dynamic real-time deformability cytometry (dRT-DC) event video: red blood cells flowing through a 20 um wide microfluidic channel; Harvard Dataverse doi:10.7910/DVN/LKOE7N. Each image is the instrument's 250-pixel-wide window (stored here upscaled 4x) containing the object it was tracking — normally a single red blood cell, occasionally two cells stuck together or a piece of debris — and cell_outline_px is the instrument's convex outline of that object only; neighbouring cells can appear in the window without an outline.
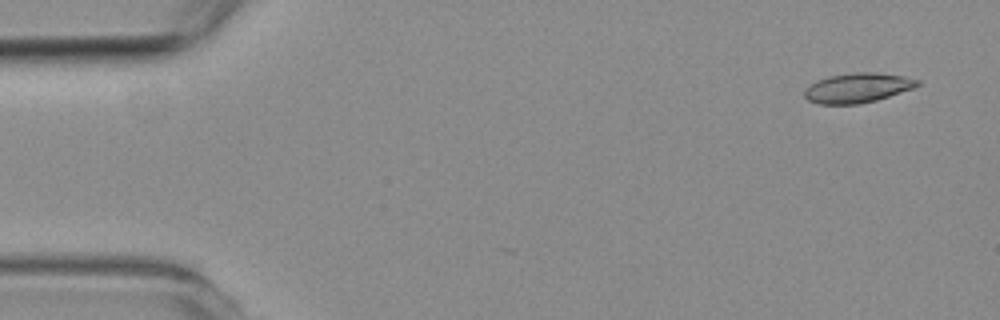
{"species": "common noctule bat (a hibernating species)", "species_latin": "Nyctalus noctula", "temperature_condition": "room temperature", "stored_images_in_passage": 8, "camera_frame_rate_fps": 3000, "um_per_image_px": 0.085, "animal": {"sex": "female", "body_mass_g": 19.3, "forearm_length_mm": 54.1}, "frame": {"image": 1, "passage_image": 1, "time_ms": 0.0, "image_size_px": [1000, 320], "cell_outline_px": [[920, 84], [912, 88], [876, 100], [860, 104], [816, 104], [808, 100], [804, 96], [804, 88], [816, 80], [828, 76], [856, 72], [876, 72], [904, 76], [920, 80]], "centroid_in_image_um": [72.85, 7.46], "position_along_channel_um": 12.2, "area_um2": 19.59}}
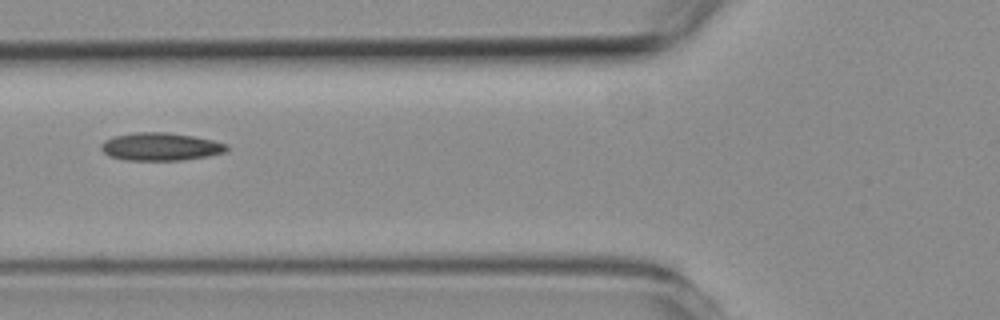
{"frame": {"image": 2, "passage_image": 6, "time_ms": 5.667, "image_size_px": [1000, 320], "cell_outline_px": [[228, 148], [224, 152], [208, 156], [180, 160], [128, 160], [108, 156], [100, 148], [100, 144], [104, 140], [112, 136], [136, 132], [168, 132], [192, 136], [212, 140], [228, 144]], "centroid_in_image_um": [13.61, 12.46], "position_along_channel_um": 112.2, "area_um2": 20.4}}
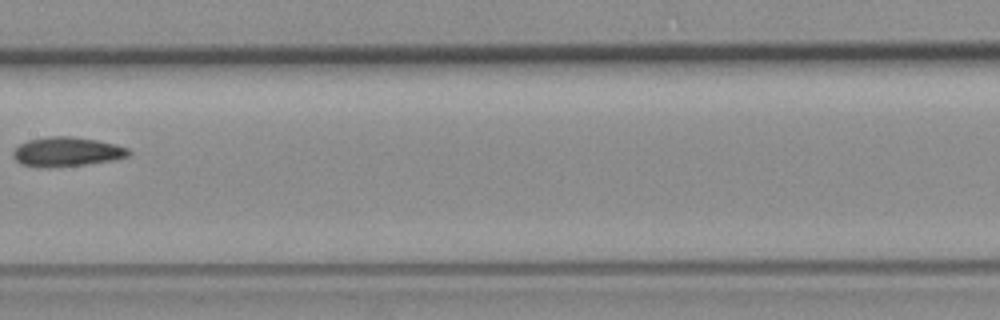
{"frame": {"image": 3, "passage_image": 8, "time_ms": 8.0, "image_size_px": [1000, 320], "cell_outline_px": [[132, 152], [128, 156], [112, 160], [84, 164], [48, 168], [20, 164], [12, 156], [12, 152], [20, 144], [28, 140], [48, 136], [72, 136], [96, 140], [116, 144], [128, 148]], "centroid_in_image_um": [5.66, 12.89], "position_along_channel_um": 201.7, "area_um2": 19.77}}